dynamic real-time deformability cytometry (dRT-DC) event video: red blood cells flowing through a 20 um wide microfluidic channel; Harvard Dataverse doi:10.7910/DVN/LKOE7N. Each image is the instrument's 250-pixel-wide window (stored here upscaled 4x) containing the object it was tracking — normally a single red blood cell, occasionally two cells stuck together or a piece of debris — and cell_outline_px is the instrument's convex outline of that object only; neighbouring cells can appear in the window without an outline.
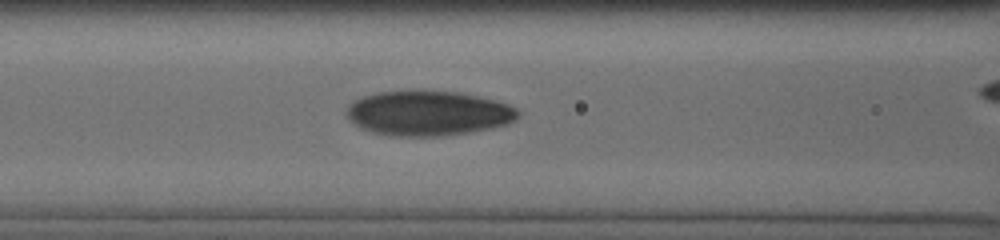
{"species": "human", "species_latin": "Homo sapiens", "temperature_condition": "cold", "stored_images_in_passage": 15, "segment_of_instrument_passage": [1, 2], "camera_frame_rate_fps": 3000, "um_per_image_px": 0.085, "donor": {"sex": "male"}, "frame": {"image": 1, "passage_image": 7, "time_ms": 2.667, "image_size_px": [1000, 240], "cell_outline_px": [[520, 116], [516, 120], [508, 124], [468, 132], [440, 136], [392, 136], [372, 132], [348, 120], [348, 104], [364, 96], [380, 92], [460, 92], [480, 96], [496, 100], [508, 104], [516, 108], [520, 112]], "centroid_in_image_um": [36.45, 9.63], "position_along_channel_um": 130.1, "area_um2": 44.27}}
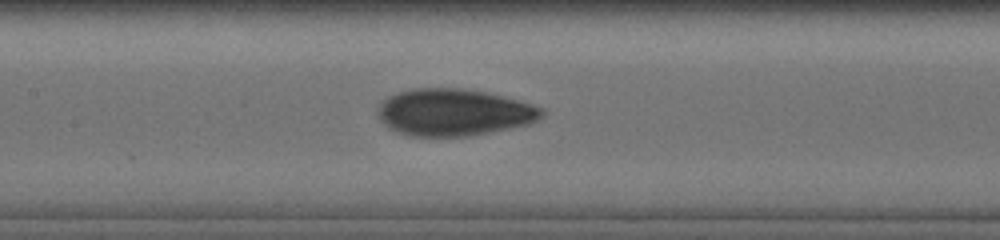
{"frame": {"image": 2, "passage_image": 10, "time_ms": 3.667, "image_size_px": [1000, 240], "cell_outline_px": [[544, 112], [536, 120], [528, 124], [468, 136], [412, 136], [388, 128], [380, 120], [376, 112], [380, 104], [388, 96], [412, 88], [464, 88], [488, 92], [544, 108]], "centroid_in_image_um": [38.54, 9.54], "position_along_channel_um": 168.9, "area_um2": 44.56}}
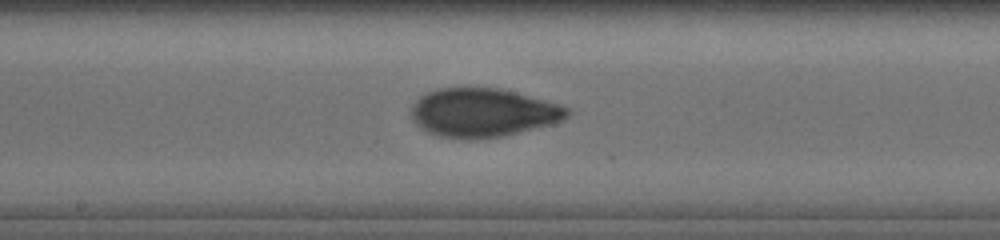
{"frame": {"image": 3, "passage_image": 13, "time_ms": 4.667, "image_size_px": [1000, 240], "cell_outline_px": [[572, 112], [564, 120], [552, 124], [504, 136], [472, 140], [468, 140], [440, 136], [428, 132], [420, 128], [416, 124], [412, 116], [412, 104], [420, 96], [436, 88], [500, 88], [560, 104], [568, 108]], "centroid_in_image_um": [41.06, 9.58], "position_along_channel_um": 207.1, "area_um2": 44.45}}